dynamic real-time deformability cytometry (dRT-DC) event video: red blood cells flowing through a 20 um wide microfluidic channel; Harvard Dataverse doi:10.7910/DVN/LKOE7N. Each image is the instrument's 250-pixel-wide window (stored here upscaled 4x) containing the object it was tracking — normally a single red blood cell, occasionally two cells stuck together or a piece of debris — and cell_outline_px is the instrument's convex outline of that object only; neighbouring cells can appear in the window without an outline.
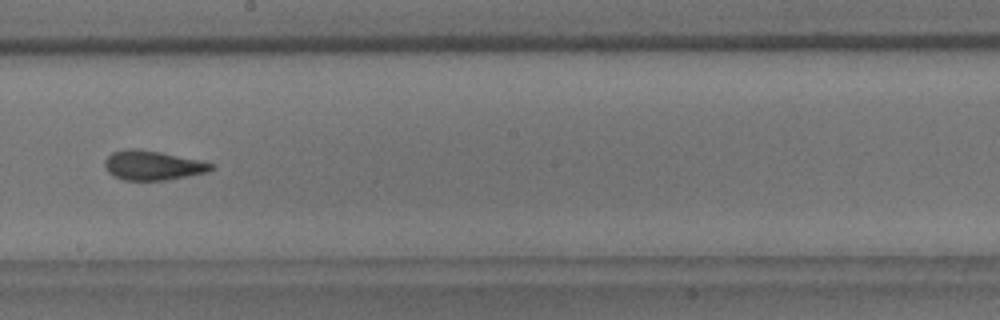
{"species": "common noctule bat (a hibernating species)", "species_latin": "Nyctalus noctula", "temperature_condition": "room temperature", "stored_images_in_passage": 9, "camera_frame_rate_fps": 3000, "um_per_image_px": 0.085, "animal": {"sex": "male", "body_mass_g": 18.8}, "frame": {"image": 1, "passage_image": 9, "time_ms": 9.0, "image_size_px": [1000, 320], "cell_outline_px": [[216, 168], [208, 172], [168, 180], [124, 180], [112, 176], [108, 172], [104, 164], [104, 160], [112, 152], [128, 148], [136, 148], [160, 152], [216, 164]], "centroid_in_image_um": [12.98, 14.06], "position_along_channel_um": 235.2, "area_um2": 18.38}}